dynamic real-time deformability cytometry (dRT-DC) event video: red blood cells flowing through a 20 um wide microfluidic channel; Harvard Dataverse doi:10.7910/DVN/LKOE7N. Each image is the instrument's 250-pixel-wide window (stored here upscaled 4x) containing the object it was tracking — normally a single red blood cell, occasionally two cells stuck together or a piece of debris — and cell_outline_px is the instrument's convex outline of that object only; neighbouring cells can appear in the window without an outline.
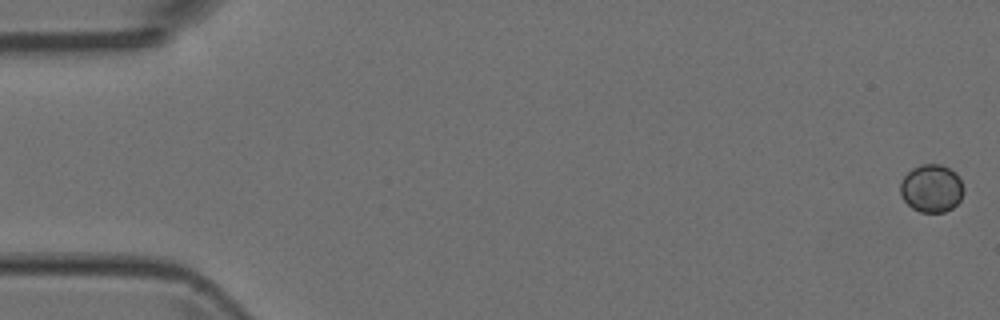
{"species": "Egyptian fruit bat (a non-hibernating species)", "species_latin": "Rousettus aegyptiacus", "temperature_condition": "room temperature", "stored_images_in_passage": 5, "camera_frame_rate_fps": 3000, "um_per_image_px": 0.085, "animal": {"sex": "female"}, "frame": {"image": 1, "passage_image": 1, "time_ms": 0.0, "image_size_px": [1000, 320], "cell_outline_px": [[964, 192], [960, 200], [952, 208], [944, 212], [920, 212], [912, 208], [904, 200], [900, 192], [900, 184], [904, 176], [912, 168], [920, 164], [940, 164], [956, 172], [964, 188]], "centroid_in_image_um": [79.18, 16.0], "position_along_channel_um": 5.8, "area_um2": 17.69}}
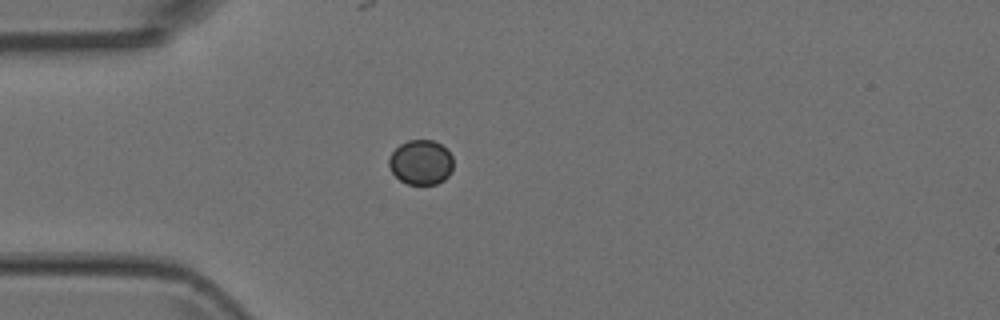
{"frame": {"image": 2, "passage_image": 5, "time_ms": 1.333, "image_size_px": [1000, 320], "cell_outline_px": [[452, 172], [444, 180], [436, 184], [408, 184], [400, 180], [392, 172], [388, 164], [388, 160], [392, 152], [400, 144], [408, 140], [432, 140], [440, 144], [452, 156]], "centroid_in_image_um": [35.77, 13.8], "position_along_channel_um": 49.2, "area_um2": 16.7}}